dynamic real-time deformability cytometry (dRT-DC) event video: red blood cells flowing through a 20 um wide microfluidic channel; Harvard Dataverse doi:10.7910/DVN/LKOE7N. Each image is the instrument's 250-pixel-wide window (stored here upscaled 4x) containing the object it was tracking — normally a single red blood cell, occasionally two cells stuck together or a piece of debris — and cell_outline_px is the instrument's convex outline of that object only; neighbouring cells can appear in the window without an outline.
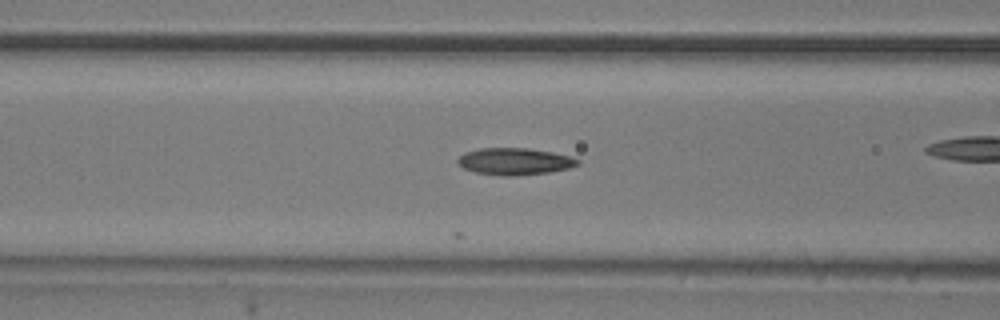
{"species": "common noctule bat (a hibernating species)", "species_latin": "Nyctalus noctula", "temperature_condition": "room temperature", "stored_images_in_passage": 25, "camera_frame_rate_fps": 3000, "um_per_image_px": 0.085, "animal": {"sex": "male", "body_mass_g": 20.5, "forearm_length_mm": 52.5}, "frame": {"image": 1, "passage_image": 7, "time_ms": 2.0, "image_size_px": [1000, 320], "cell_outline_px": [[580, 164], [568, 168], [548, 172], [508, 176], [500, 176], [476, 172], [464, 168], [456, 160], [464, 152], [480, 148], [528, 148], [552, 152], [568, 156], [580, 160]], "centroid_in_image_um": [43.73, 13.71], "position_along_channel_um": 122.9, "area_um2": 18.61}}
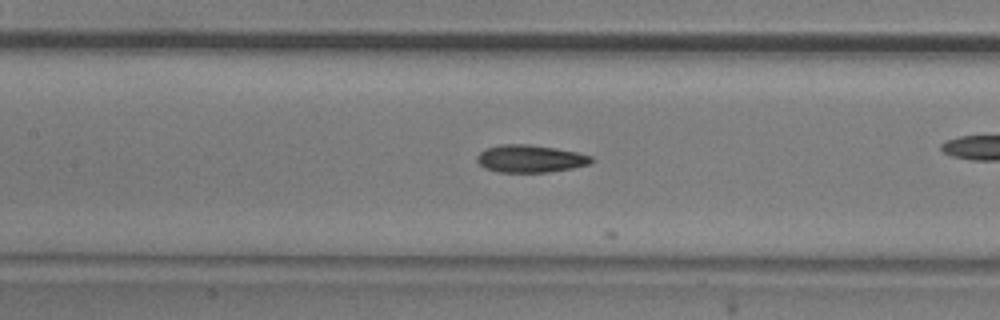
{"frame": {"image": 2, "passage_image": 10, "time_ms": 3.0, "image_size_px": [1000, 320], "cell_outline_px": [[596, 160], [588, 164], [572, 168], [548, 172], [496, 172], [484, 168], [476, 160], [476, 156], [484, 148], [500, 144], [528, 144], [556, 148], [576, 152], [592, 156]], "centroid_in_image_um": [45.04, 13.48], "position_along_channel_um": 162.4, "area_um2": 18.5}}